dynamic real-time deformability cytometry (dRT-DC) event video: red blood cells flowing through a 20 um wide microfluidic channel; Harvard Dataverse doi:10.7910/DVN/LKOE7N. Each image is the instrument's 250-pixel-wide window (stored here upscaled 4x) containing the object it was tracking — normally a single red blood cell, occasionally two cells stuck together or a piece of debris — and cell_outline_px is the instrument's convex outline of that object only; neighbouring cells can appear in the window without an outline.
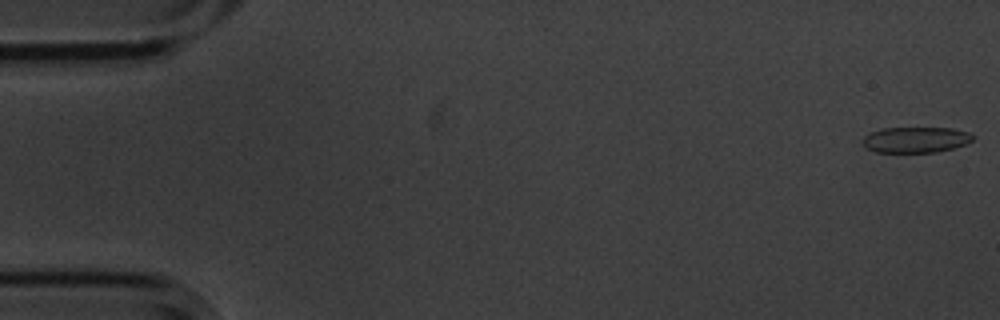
{"species": "common noctule bat (a hibernating species)", "species_latin": "Nyctalus noctula", "temperature_condition": "cold", "stored_images_in_passage": 17, "camera_frame_rate_fps": 3000, "um_per_image_px": 0.085, "animal": {"sex": "male", "body_mass_g": 20.1, "forearm_length_mm": 53.5}, "frame": {"image": 1, "passage_image": 1, "time_ms": 0.0, "image_size_px": [1000, 320], "cell_outline_px": [[972, 140], [964, 144], [952, 148], [936, 152], [876, 152], [864, 148], [860, 144], [860, 140], [864, 136], [880, 128], [952, 128], [972, 132]], "centroid_in_image_um": [77.76, 11.87], "position_along_channel_um": 7.2, "area_um2": 16.7}}
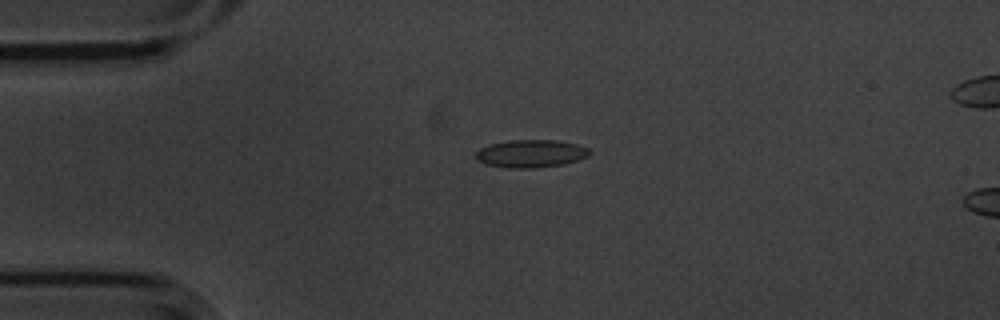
{"frame": {"image": 2, "passage_image": 13, "time_ms": 4.0, "image_size_px": [1000, 320], "cell_outline_px": [[592, 152], [588, 156], [564, 164], [536, 168], [508, 168], [488, 164], [476, 160], [476, 152], [480, 148], [492, 144], [512, 140], [556, 140], [576, 144], [588, 148]], "centroid_in_image_um": [45.14, 13.06], "position_along_channel_um": 39.9, "area_um2": 18.26}}